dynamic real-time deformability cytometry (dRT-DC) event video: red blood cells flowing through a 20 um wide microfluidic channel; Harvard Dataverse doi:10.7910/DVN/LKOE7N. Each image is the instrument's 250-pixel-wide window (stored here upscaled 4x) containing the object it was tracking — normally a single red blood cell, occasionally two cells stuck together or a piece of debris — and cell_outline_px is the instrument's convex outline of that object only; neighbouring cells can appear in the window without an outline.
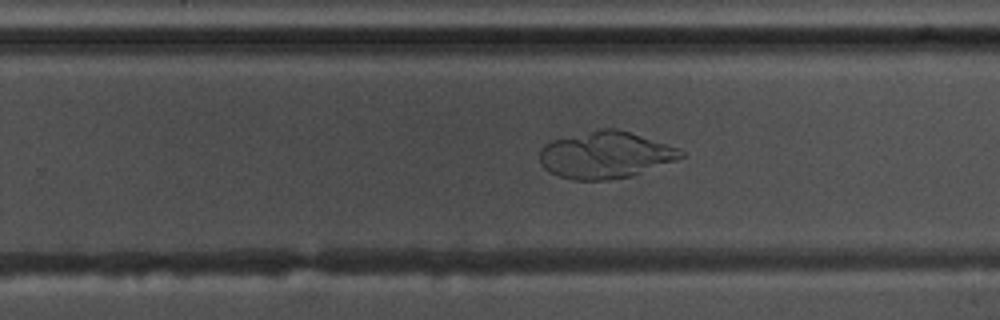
{"species": "common noctule bat (a hibernating species)", "species_latin": "Nyctalus noctula", "temperature_condition": "warm", "stored_images_in_passage": 57, "camera_frame_rate_fps": 3000, "um_per_image_px": 0.085, "animal": {"sex": "male", "body_mass_g": 17.5, "forearm_length_mm": 52.3}, "frame": {"image": 1, "passage_image": 37, "time_ms": 12.0, "image_size_px": [1000, 320], "cell_outline_px": [[684, 156], [676, 160], [632, 176], [608, 180], [572, 180], [548, 172], [540, 164], [540, 148], [544, 144], [552, 140], [600, 128], [616, 128], [680, 148], [684, 152]], "centroid_in_image_um": [51.44, 13.17], "position_along_channel_um": 278.4, "area_um2": 38.61}}